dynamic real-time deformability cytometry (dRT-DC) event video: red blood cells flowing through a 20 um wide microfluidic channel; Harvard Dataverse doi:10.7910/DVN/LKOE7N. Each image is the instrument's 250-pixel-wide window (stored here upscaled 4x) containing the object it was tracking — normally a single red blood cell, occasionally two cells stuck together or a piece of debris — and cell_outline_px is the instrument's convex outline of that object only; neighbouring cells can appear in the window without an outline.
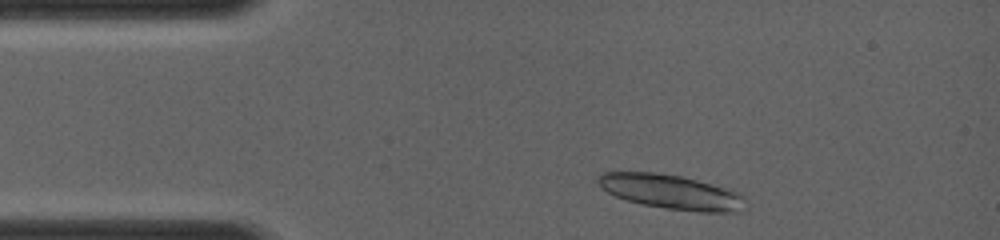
{"species": "common noctule bat (a hibernating species)", "species_latin": "Nyctalus noctula", "temperature_condition": "room temperature", "stored_images_in_passage": 7, "camera_frame_rate_fps": 4000, "um_per_image_px": 0.085, "animal": {"sex": "female", "body_mass_g": 19.0, "forearm_length_mm": 56.7}, "frame": {"image": 1, "passage_image": 3, "time_ms": 0.5, "image_size_px": [1000, 240], "cell_outline_px": [[744, 196], [740, 212], [700, 212], [668, 208], [644, 204], [628, 200], [616, 196], [608, 192], [596, 180], [596, 176], [604, 172], [656, 172], [684, 176], [732, 188], [740, 192]], "centroid_in_image_um": [57.1, 16.28], "position_along_channel_um": 27.9, "area_um2": 29.71}}